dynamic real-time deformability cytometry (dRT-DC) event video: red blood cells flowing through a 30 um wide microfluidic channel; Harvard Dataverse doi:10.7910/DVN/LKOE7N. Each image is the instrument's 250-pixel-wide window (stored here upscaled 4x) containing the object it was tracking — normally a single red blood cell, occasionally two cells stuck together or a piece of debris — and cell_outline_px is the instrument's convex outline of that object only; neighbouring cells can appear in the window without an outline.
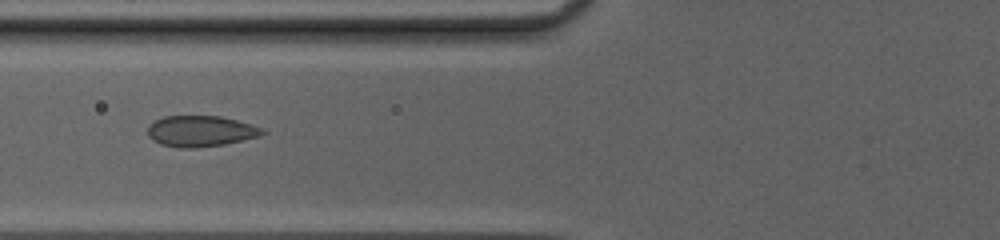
{"species": "common noctule bat (a hibernating species)", "species_latin": "Nyctalus noctula", "temperature_condition": "cold", "stored_images_in_passage": 52, "camera_frame_rate_fps": 3000, "um_per_image_px": 0.085, "animal": {"sex": "female", "body_mass_g": 20.0, "forearm_length_mm": 54.0}, "frame": {"image": 1, "passage_image": 23, "time_ms": 7.333, "image_size_px": [1000, 240], "cell_outline_px": [[268, 132], [260, 136], [224, 144], [196, 148], [180, 148], [160, 144], [152, 140], [148, 136], [148, 124], [164, 116], [220, 116], [252, 124], [264, 128]], "centroid_in_image_um": [17.06, 11.15], "position_along_channel_um": 108.7, "area_um2": 20.87}}
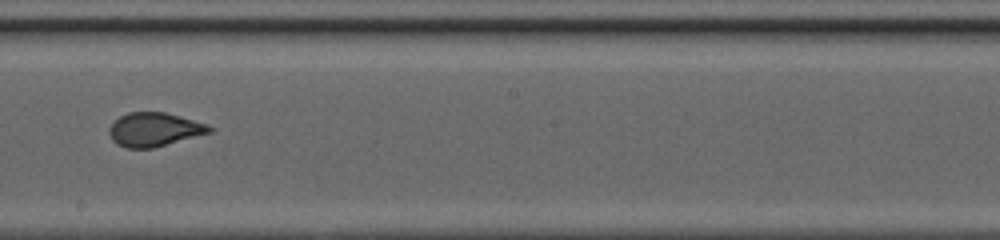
{"frame": {"image": 2, "passage_image": 32, "time_ms": 10.333, "image_size_px": [1000, 240], "cell_outline_px": [[212, 132], [152, 148], [124, 148], [116, 144], [112, 140], [108, 132], [108, 128], [120, 116], [128, 112], [164, 112], [180, 116], [208, 124], [212, 128]], "centroid_in_image_um": [13.09, 11.01], "position_along_channel_um": 235.1, "area_um2": 19.71}}
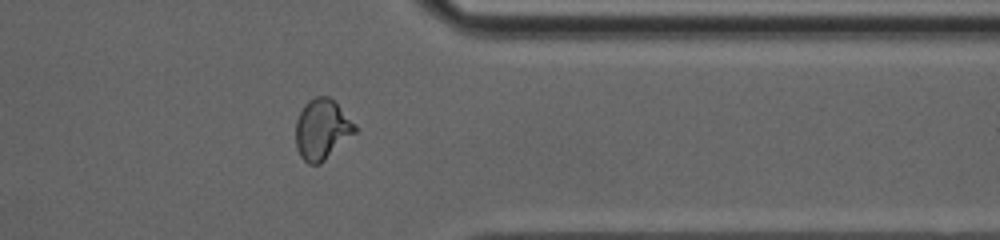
{"frame": {"image": 3, "passage_image": 43, "time_ms": 14.0, "image_size_px": [1000, 240], "cell_outline_px": [[356, 132], [320, 164], [308, 164], [300, 156], [296, 148], [296, 120], [304, 104], [308, 100], [316, 96], [328, 96], [356, 124]], "centroid_in_image_um": [27.35, 11.0], "position_along_channel_um": 384.1, "area_um2": 20.69}, "authors_computed_cell_mechanics": {"area_um2": 20.7791, "velocity_mm_per_s": 4.1925, "shape_relaxation_time_tau1_ms": 4.3588, "shape_relaxation_time_tau2_ms": null, "deformation_change_tau1": 0.1429, "deformation_change_tau2": null}}